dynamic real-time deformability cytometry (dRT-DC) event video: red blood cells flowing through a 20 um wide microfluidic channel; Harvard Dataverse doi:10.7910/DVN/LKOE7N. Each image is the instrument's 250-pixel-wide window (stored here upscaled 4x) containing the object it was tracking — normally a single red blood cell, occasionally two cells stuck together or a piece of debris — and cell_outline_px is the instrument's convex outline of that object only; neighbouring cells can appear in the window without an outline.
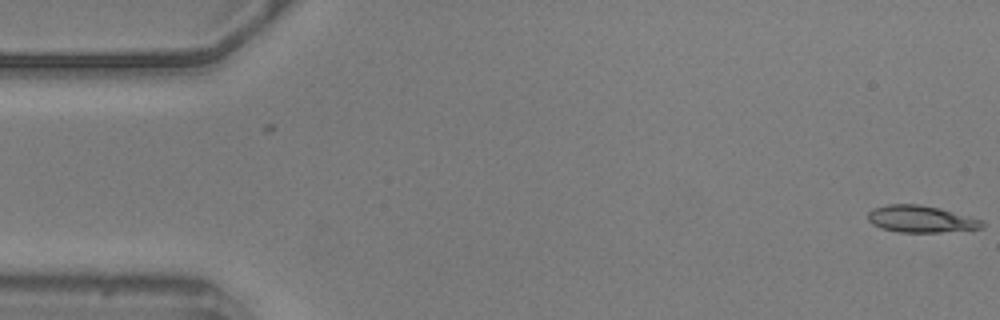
{"species": "common noctule bat (a hibernating species)", "species_latin": "Nyctalus noctula", "temperature_condition": "warm", "stored_images_in_passage": 44, "camera_frame_rate_fps": 3000, "um_per_image_px": 0.085, "animal": {"sex": "male", "body_mass_g": 20.5, "forearm_length_mm": 52.5}, "frame": {"image": 1, "passage_image": 1, "time_ms": 0.0, "image_size_px": [1000, 320], "cell_outline_px": [[984, 228], [940, 232], [896, 232], [880, 228], [872, 224], [868, 220], [868, 212], [872, 208], [888, 204], [920, 204], [940, 208], [972, 216], [984, 220]], "centroid_in_image_um": [78.29, 18.61], "position_along_channel_um": 6.7, "area_um2": 18.21}}
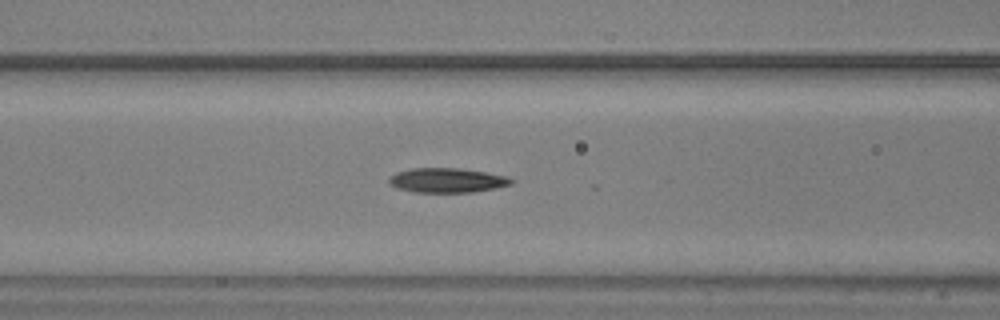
{"frame": {"image": 2, "passage_image": 22, "time_ms": 7.0, "image_size_px": [1000, 320], "cell_outline_px": [[516, 180], [512, 184], [496, 188], [472, 192], [416, 192], [396, 188], [388, 184], [388, 180], [396, 172], [412, 168], [460, 168], [508, 176]], "centroid_in_image_um": [38.02, 15.32], "position_along_channel_um": 128.6, "area_um2": 17.57}}
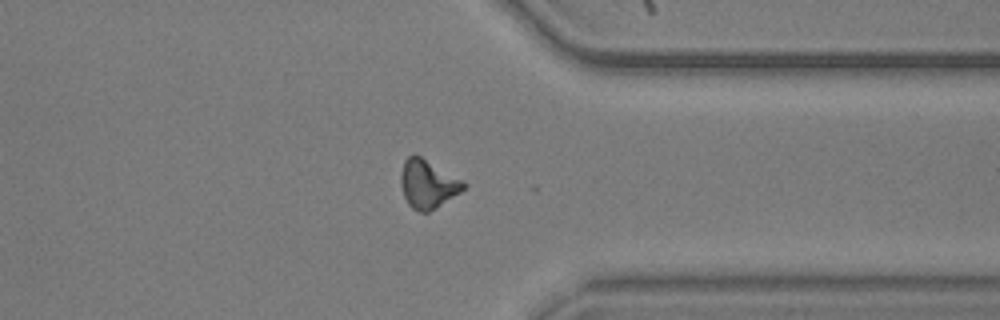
{"frame": {"image": 3, "passage_image": 43, "time_ms": 14.0, "image_size_px": [1000, 320], "cell_outline_px": [[468, 184], [460, 192], [428, 212], [420, 212], [412, 208], [408, 204], [404, 196], [400, 184], [400, 172], [404, 160], [412, 152], [420, 156], [464, 180]], "centroid_in_image_um": [36.34, 15.61], "position_along_channel_um": 375.1, "area_um2": 17.8}, "authors_computed_cell_mechanics": {"area_um2": 17.6001, "velocity_mm_per_s": 3.6082, "shape_relaxation_time_tau1_ms": null, "shape_relaxation_time_tau2_ms": 6.1734, "deformation_change_tau1": null, "deformation_change_tau2": 0.1475}}